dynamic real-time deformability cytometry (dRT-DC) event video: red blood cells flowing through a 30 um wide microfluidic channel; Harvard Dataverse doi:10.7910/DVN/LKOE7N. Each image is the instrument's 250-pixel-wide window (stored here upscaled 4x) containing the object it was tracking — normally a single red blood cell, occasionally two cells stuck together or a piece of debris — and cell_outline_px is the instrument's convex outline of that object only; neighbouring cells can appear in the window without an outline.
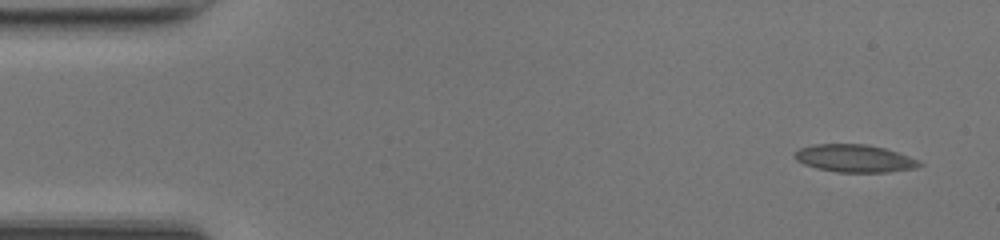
{"species": "common noctule bat (a hibernating species)", "species_latin": "Nyctalus noctula", "temperature_condition": "room temperature", "stored_images_in_passage": 47, "camera_frame_rate_fps": 3000, "um_per_image_px": 0.085, "animal": {"sex": "female", "body_mass_g": 17.0, "forearm_length_mm": 48.0}, "frame": {"image": 1, "passage_image": 1, "time_ms": 0.0, "image_size_px": [1000, 240], "cell_outline_px": [[924, 164], [916, 168], [888, 172], [836, 172], [816, 168], [804, 164], [796, 160], [792, 156], [800, 148], [816, 144], [864, 144], [884, 148], [920, 160]], "centroid_in_image_um": [72.64, 13.47], "position_along_channel_um": 12.4, "area_um2": 20.06}}
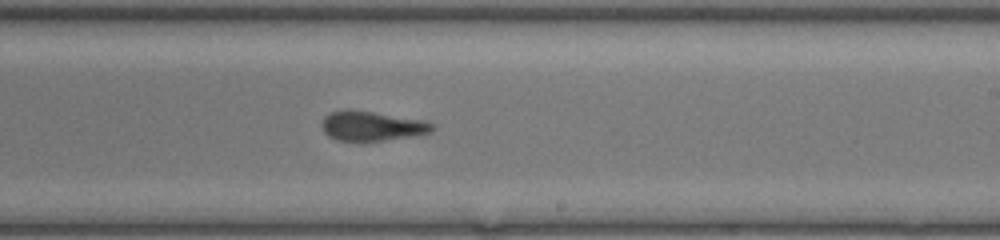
{"frame": {"image": 2, "passage_image": 27, "time_ms": 8.667, "image_size_px": [1000, 240], "cell_outline_px": [[432, 132], [416, 136], [384, 140], [336, 140], [328, 136], [324, 132], [320, 124], [324, 116], [328, 112], [348, 108], [352, 108], [424, 120], [432, 124]], "centroid_in_image_um": [31.55, 10.68], "position_along_channel_um": 257.4, "area_um2": 19.36}}
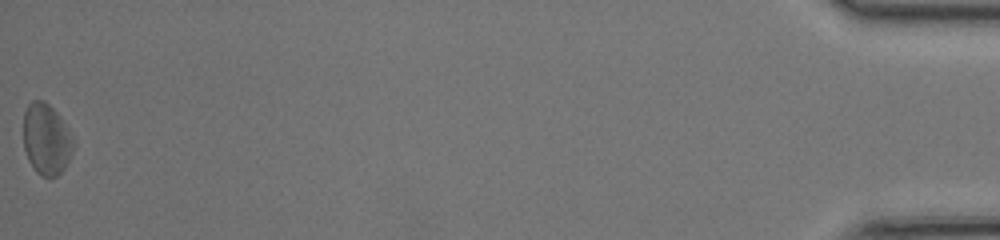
{"frame": {"image": 3, "passage_image": 47, "time_ms": 15.333, "image_size_px": [1000, 240], "cell_outline_px": [[76, 144], [64, 168], [56, 176], [40, 176], [36, 172], [28, 160], [24, 148], [24, 112], [28, 104], [32, 100], [44, 100], [56, 112], [72, 136]], "centroid_in_image_um": [3.93, 11.83], "position_along_channel_um": 431.3, "area_um2": 20.58}, "authors_computed_cell_mechanics": {"area_um2": 19.7676, "velocity_mm_per_s": 4.2304, "shape_relaxation_time_tau1_ms": null, "shape_relaxation_time_tau2_ms": 3.1819, "deformation_change_tau1": null, "deformation_change_tau2": 0.117}}